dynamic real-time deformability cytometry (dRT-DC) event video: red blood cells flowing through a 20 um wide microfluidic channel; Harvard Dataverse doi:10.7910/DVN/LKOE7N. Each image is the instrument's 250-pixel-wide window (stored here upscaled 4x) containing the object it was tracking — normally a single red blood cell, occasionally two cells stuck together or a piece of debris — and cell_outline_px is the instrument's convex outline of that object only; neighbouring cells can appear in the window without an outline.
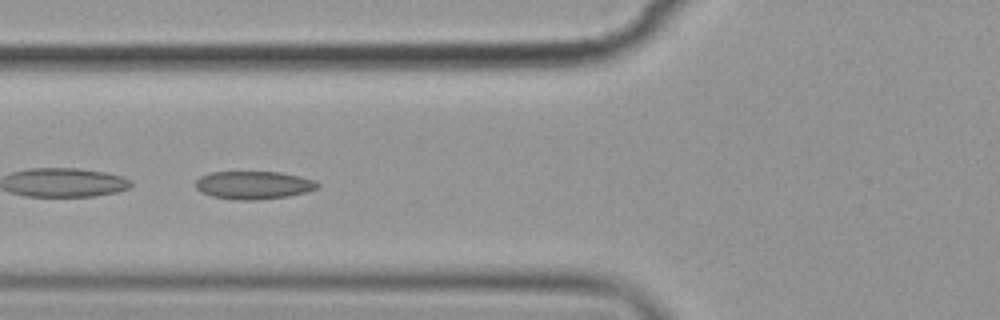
{"species": "common noctule bat (a hibernating species)", "species_latin": "Nyctalus noctula", "temperature_condition": "cold", "stored_images_in_passage": 36, "camera_frame_rate_fps": 3000, "um_per_image_px": 0.085, "animal": {"sex": "female", "body_mass_g": 19.9}, "frame": {"image": 1, "passage_image": 6, "time_ms": 1.667, "image_size_px": [1000, 320], "cell_outline_px": [[320, 184], [316, 188], [308, 192], [288, 196], [256, 200], [236, 200], [212, 196], [200, 192], [196, 188], [196, 180], [200, 176], [212, 172], [280, 172], [316, 180]], "centroid_in_image_um": [21.56, 15.74], "position_along_channel_um": 104.2, "area_um2": 19.94}}
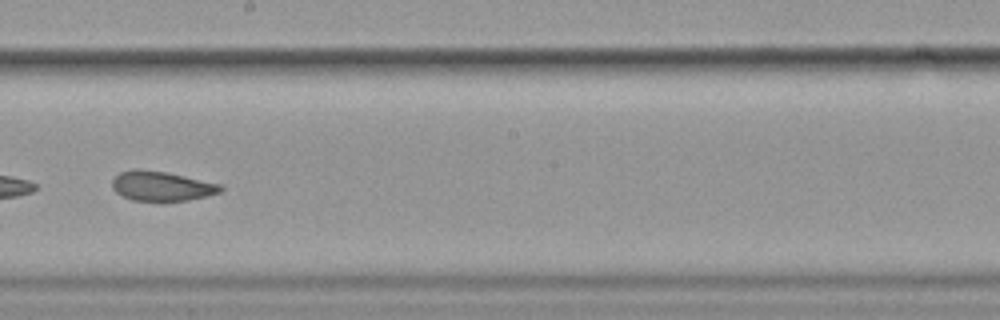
{"frame": {"image": 2, "passage_image": 17, "time_ms": 5.333, "image_size_px": [1000, 320], "cell_outline_px": [[224, 188], [220, 192], [208, 196], [188, 200], [132, 200], [116, 192], [112, 188], [112, 180], [120, 172], [136, 168], [140, 168], [168, 172], [220, 184]], "centroid_in_image_um": [13.74, 15.79], "position_along_channel_um": 234.5, "area_um2": 18.67}}
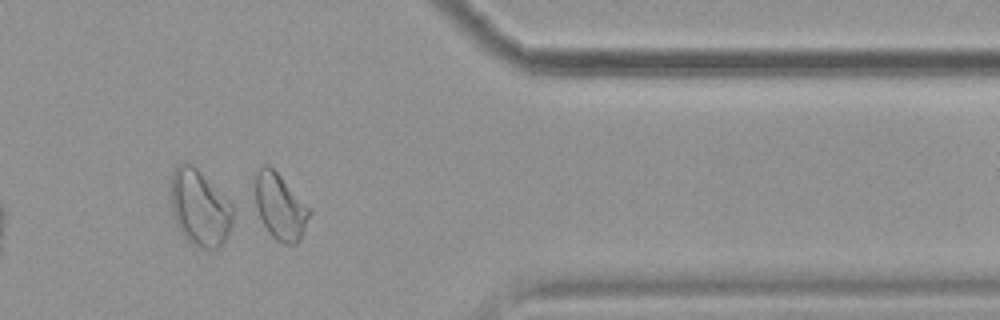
{"frame": {"image": 3, "passage_image": 31, "time_ms": 10.0, "image_size_px": [1000, 320], "cell_outline_px": [[312, 212], [304, 232], [300, 240], [296, 244], [280, 244], [268, 232], [252, 208], [256, 172], [264, 164], [268, 164], [312, 208]], "centroid_in_image_um": [23.78, 17.59], "position_along_channel_um": 387.6, "area_um2": 21.85}, "authors_computed_cell_mechanics": {"area_um2": 19.8832, "velocity_mm_per_s": 3.5581, "shape_relaxation_time_tau1_ms": 6.7187, "shape_relaxation_time_tau2_ms": 3.3704, "deformation_change_tau1": 0.1339, "deformation_change_tau2": 0.081}}